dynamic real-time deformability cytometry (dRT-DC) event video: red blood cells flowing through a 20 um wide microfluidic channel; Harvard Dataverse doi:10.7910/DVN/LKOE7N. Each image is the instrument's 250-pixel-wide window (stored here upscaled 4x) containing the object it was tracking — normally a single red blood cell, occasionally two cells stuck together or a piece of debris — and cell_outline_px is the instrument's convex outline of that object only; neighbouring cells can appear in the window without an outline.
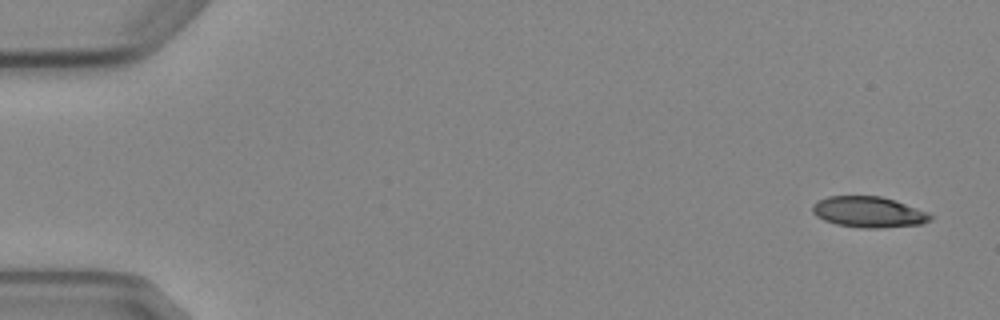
{"species": "Egyptian fruit bat (a non-hibernating species)", "species_latin": "Rousettus aegyptiacus", "temperature_condition": "cold", "stored_images_in_passage": 5, "segment_of_instrument_passage": [1, 2], "camera_frame_rate_fps": 3000, "um_per_image_px": 0.085, "animal": {"sex": "female"}, "frame": {"image": 1, "passage_image": 1, "time_ms": 0.0, "image_size_px": [1000, 320], "cell_outline_px": [[932, 220], [920, 224], [880, 228], [864, 228], [836, 224], [824, 220], [816, 216], [812, 212], [812, 204], [816, 200], [828, 196], [880, 196], [896, 200], [928, 212], [932, 216]], "centroid_in_image_um": [73.81, 18.01], "position_along_channel_um": 11.2, "area_um2": 21.33}}
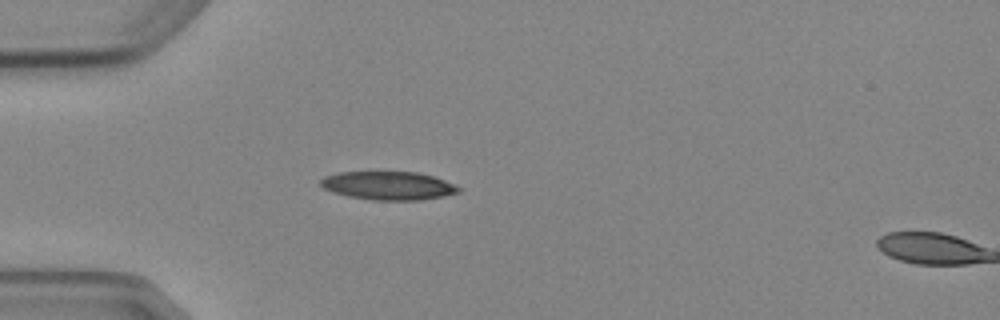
{"frame": {"image": 2, "passage_image": 4, "time_ms": 4.333, "image_size_px": [1000, 320], "cell_outline_px": [[460, 192], [444, 196], [420, 200], [372, 200], [348, 196], [332, 192], [324, 188], [320, 184], [320, 180], [324, 176], [340, 172], [416, 172], [432, 176], [444, 180], [460, 188]], "centroid_in_image_um": [32.98, 15.78], "position_along_channel_um": 52.0, "area_um2": 22.72}}